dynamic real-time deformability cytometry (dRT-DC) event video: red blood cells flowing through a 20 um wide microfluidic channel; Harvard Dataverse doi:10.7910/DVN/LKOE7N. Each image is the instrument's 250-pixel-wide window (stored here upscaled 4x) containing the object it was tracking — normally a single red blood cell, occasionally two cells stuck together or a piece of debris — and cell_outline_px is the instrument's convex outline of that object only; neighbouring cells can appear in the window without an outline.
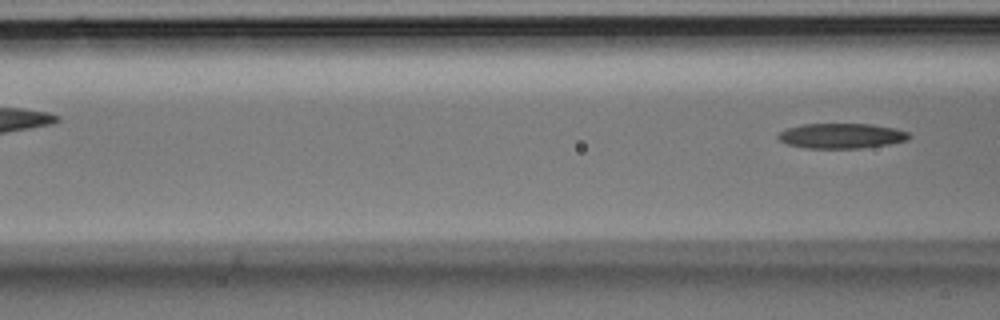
{"species": "Egyptian fruit bat (a non-hibernating species)", "species_latin": "Rousettus aegyptiacus", "temperature_condition": "room temperature", "stored_images_in_passage": 5, "camera_frame_rate_fps": 3000, "um_per_image_px": 0.085, "animal": {"sex": "male"}, "frame": {"image": 1, "passage_image": 5, "time_ms": 1.333, "image_size_px": [1000, 320], "cell_outline_px": [[908, 140], [888, 144], [860, 148], [804, 148], [788, 144], [780, 140], [776, 136], [780, 132], [788, 128], [804, 124], [872, 124], [892, 128], [908, 132]], "centroid_in_image_um": [71.49, 11.55], "position_along_channel_um": 95.1, "area_um2": 18.9}}